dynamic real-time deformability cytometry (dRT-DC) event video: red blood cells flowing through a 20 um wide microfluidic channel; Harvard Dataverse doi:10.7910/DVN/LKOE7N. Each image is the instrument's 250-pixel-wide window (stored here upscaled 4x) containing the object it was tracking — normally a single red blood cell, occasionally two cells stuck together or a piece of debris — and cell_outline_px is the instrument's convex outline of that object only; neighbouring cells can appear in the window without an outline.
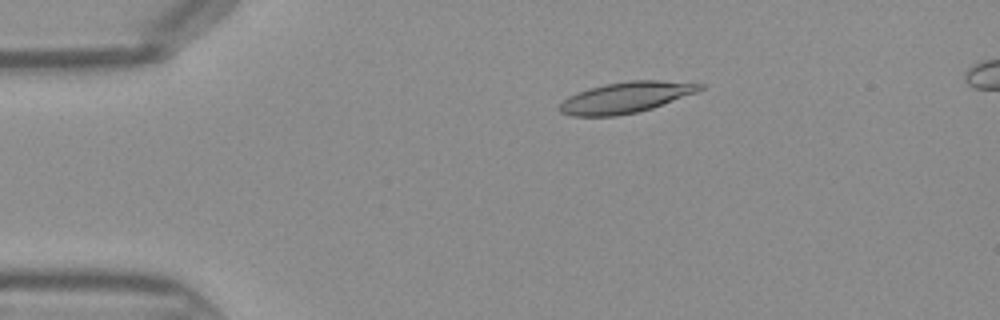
{"species": "Egyptian fruit bat (a non-hibernating species)", "species_latin": "Rousettus aegyptiacus", "temperature_condition": "warm", "stored_images_in_passage": 46, "segment_of_instrument_passage": [1, 2], "camera_frame_rate_fps": 3000, "um_per_image_px": 0.085, "frame": {"image": 1, "passage_image": 9, "time_ms": 2.667, "image_size_px": [1000, 320], "cell_outline_px": [[704, 88], [696, 92], [652, 108], [636, 112], [616, 116], [572, 116], [560, 112], [556, 108], [568, 96], [576, 92], [588, 88], [604, 84], [628, 80], [660, 80], [704, 84]], "centroid_in_image_um": [53.14, 8.28], "position_along_channel_um": 31.9, "area_um2": 25.32}}
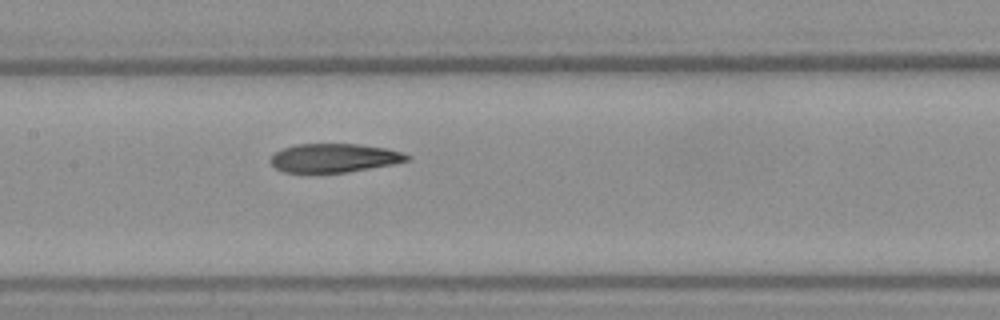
{"frame": {"image": 2, "passage_image": 22, "time_ms": 7.0, "image_size_px": [1000, 320], "cell_outline_px": [[412, 160], [392, 164], [348, 172], [284, 172], [276, 168], [268, 160], [276, 152], [284, 148], [296, 144], [356, 144], [384, 148], [400, 152], [412, 156]], "centroid_in_image_um": [28.41, 13.42], "position_along_channel_um": 179.0, "area_um2": 22.66}}
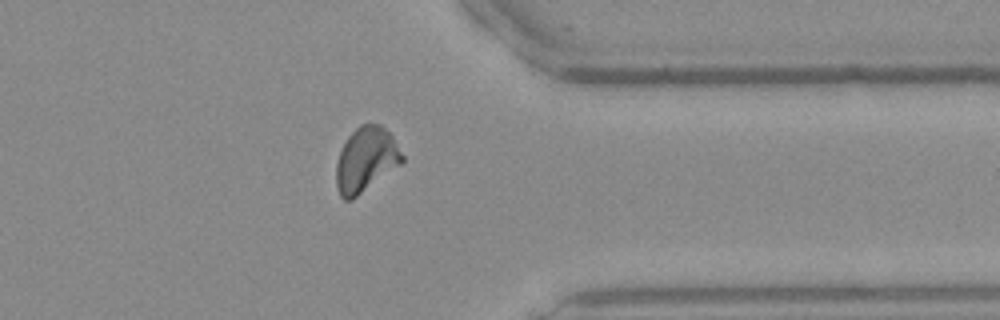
{"frame": {"image": 3, "passage_image": 36, "time_ms": 11.667, "image_size_px": [1000, 320], "cell_outline_px": [[404, 160], [400, 164], [352, 200], [344, 200], [340, 196], [336, 188], [336, 164], [340, 152], [348, 136], [360, 124], [380, 124], [392, 136], [404, 156]], "centroid_in_image_um": [31.08, 13.58], "position_along_channel_um": 380.3, "area_um2": 24.62}}